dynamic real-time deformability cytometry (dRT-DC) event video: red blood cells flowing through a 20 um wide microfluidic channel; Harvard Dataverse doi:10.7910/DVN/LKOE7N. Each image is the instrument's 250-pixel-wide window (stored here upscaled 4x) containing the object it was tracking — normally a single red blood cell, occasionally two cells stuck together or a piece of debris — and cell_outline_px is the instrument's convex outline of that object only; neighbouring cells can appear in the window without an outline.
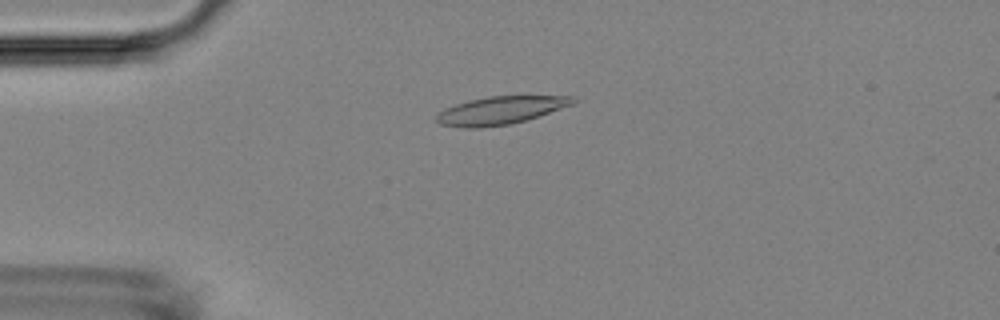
{"species": "Egyptian fruit bat (a non-hibernating species)", "species_latin": "Rousettus aegyptiacus", "temperature_condition": "room temperature", "stored_images_in_passage": 46, "camera_frame_rate_fps": 3000, "um_per_image_px": 0.085, "animal": {"sex": "female"}, "frame": {"image": 1, "passage_image": 5, "time_ms": 1.333, "image_size_px": [1000, 320], "cell_outline_px": [[576, 100], [572, 104], [524, 120], [508, 124], [480, 128], [464, 128], [440, 124], [436, 120], [436, 116], [444, 108], [468, 100], [488, 96], [572, 96]], "centroid_in_image_um": [42.46, 9.38], "position_along_channel_um": 42.5, "area_um2": 21.79}}
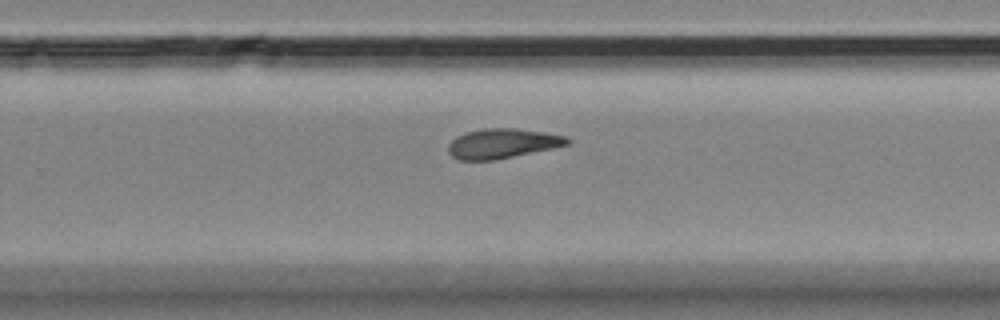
{"frame": {"image": 2, "passage_image": 27, "time_ms": 8.667, "image_size_px": [1000, 320], "cell_outline_px": [[572, 140], [568, 144], [552, 148], [496, 160], [456, 160], [448, 152], [448, 144], [456, 136], [468, 132], [484, 128], [512, 128], [544, 132], [564, 136]], "centroid_in_image_um": [42.67, 12.2], "position_along_channel_um": 287.1, "area_um2": 20.52}}
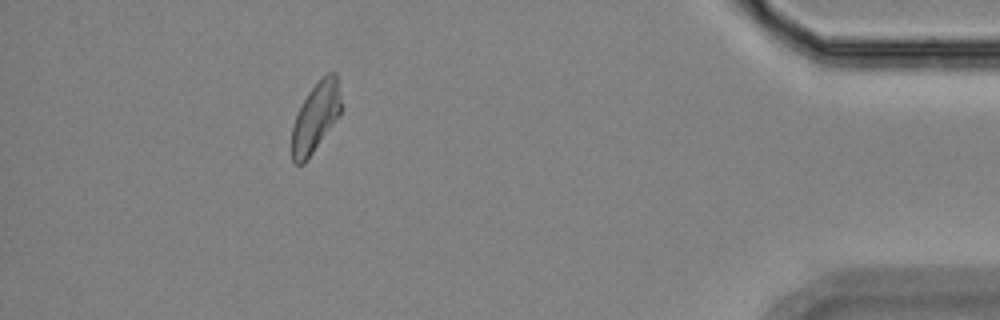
{"frame": {"image": 3, "passage_image": 41, "time_ms": 13.333, "image_size_px": [1000, 320], "cell_outline_px": [[340, 116], [304, 164], [296, 164], [292, 160], [292, 128], [296, 116], [308, 92], [328, 72], [336, 72], [340, 100]], "centroid_in_image_um": [26.83, 10.0], "position_along_channel_um": 408.4, "area_um2": 19.54}}